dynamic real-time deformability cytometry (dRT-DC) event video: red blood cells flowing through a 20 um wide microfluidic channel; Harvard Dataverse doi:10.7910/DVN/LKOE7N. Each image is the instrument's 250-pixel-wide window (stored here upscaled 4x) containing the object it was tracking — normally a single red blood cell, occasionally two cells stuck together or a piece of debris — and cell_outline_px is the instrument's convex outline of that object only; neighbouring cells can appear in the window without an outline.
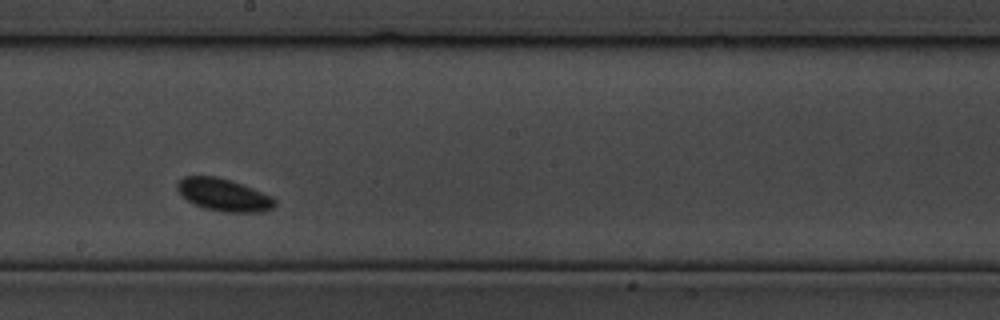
{"species": "common noctule bat (a hibernating species)", "species_latin": "Nyctalus noctula", "temperature_condition": "cold", "stored_images_in_passage": 14, "camera_frame_rate_fps": 3000, "um_per_image_px": 0.085, "animal": {"sex": "male", "body_mass_g": 19.5, "forearm_length_mm": 54.6}, "frame": {"image": 1, "passage_image": 8, "time_ms": 2.333, "image_size_px": [1000, 320], "cell_outline_px": [[276, 204], [272, 208], [260, 212], [224, 212], [204, 208], [188, 200], [176, 188], [176, 184], [184, 176], [216, 176], [232, 180], [272, 196], [276, 200]], "centroid_in_image_um": [19.03, 16.55], "position_along_channel_um": 229.2, "area_um2": 18.32}}
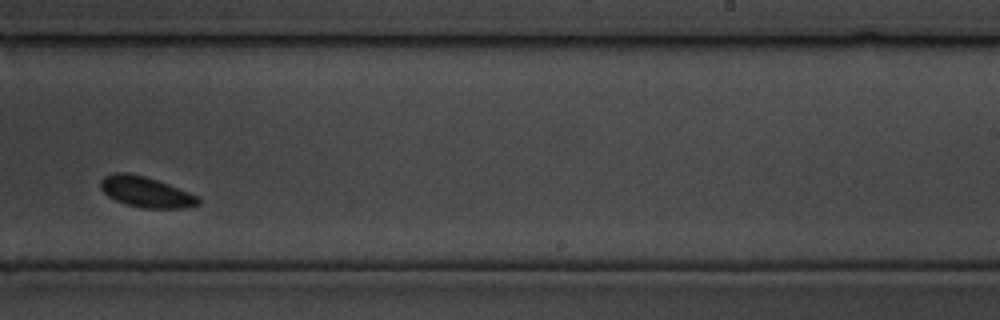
{"frame": {"image": 2, "passage_image": 10, "time_ms": 3.0, "image_size_px": [1000, 320], "cell_outline_px": [[200, 204], [188, 208], [144, 208], [124, 204], [108, 196], [100, 188], [100, 180], [104, 176], [112, 172], [128, 172], [144, 176], [168, 184], [188, 192], [196, 196], [200, 200]], "centroid_in_image_um": [12.37, 16.31], "position_along_channel_um": 276.6, "area_um2": 17.46}}
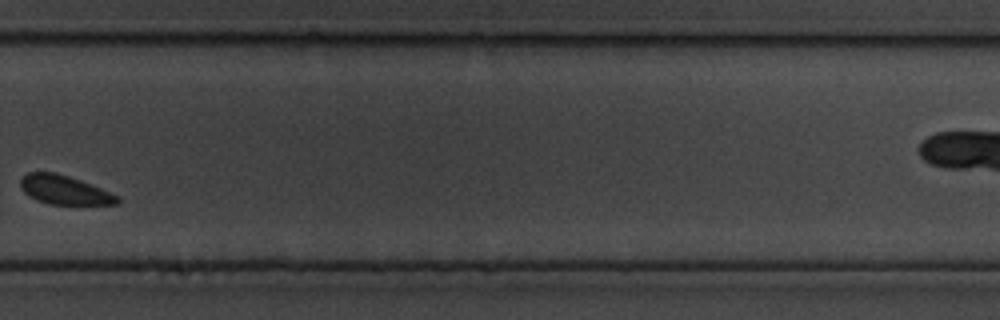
{"frame": {"image": 3, "passage_image": 12, "time_ms": 3.667, "image_size_px": [1000, 320], "cell_outline_px": [[120, 204], [48, 204], [36, 200], [28, 196], [20, 188], [20, 176], [28, 172], [56, 172], [80, 180], [120, 196]], "centroid_in_image_um": [5.44, 16.14], "position_along_channel_um": 324.4, "area_um2": 16.47}}